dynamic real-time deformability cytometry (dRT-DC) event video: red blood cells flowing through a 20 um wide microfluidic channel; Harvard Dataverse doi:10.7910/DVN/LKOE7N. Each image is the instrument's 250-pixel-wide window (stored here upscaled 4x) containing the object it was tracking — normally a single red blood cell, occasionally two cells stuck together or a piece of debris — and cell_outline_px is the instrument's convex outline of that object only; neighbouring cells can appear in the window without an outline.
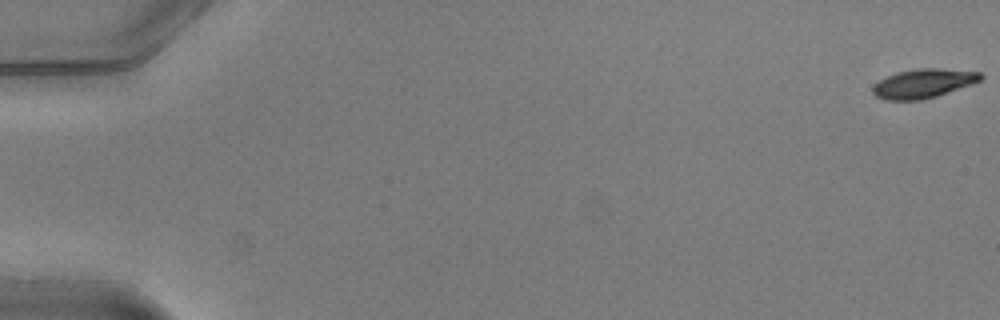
{"species": "common noctule bat (a hibernating species)", "species_latin": "Nyctalus noctula", "temperature_condition": "warm", "stored_images_in_passage": 52, "camera_frame_rate_fps": 3000, "um_per_image_px": 0.085, "animal": {"sex": "male", "body_mass_g": 20.5, "forearm_length_mm": 52.5}, "frame": {"image": 1, "passage_image": 1, "time_ms": 0.0, "image_size_px": [1000, 320], "cell_outline_px": [[984, 76], [980, 80], [972, 84], [936, 96], [920, 100], [884, 100], [876, 96], [872, 92], [872, 88], [880, 80], [896, 72], [916, 68], [940, 68], [980, 72]], "centroid_in_image_um": [78.48, 7.08], "position_along_channel_um": 6.5, "area_um2": 18.21}}
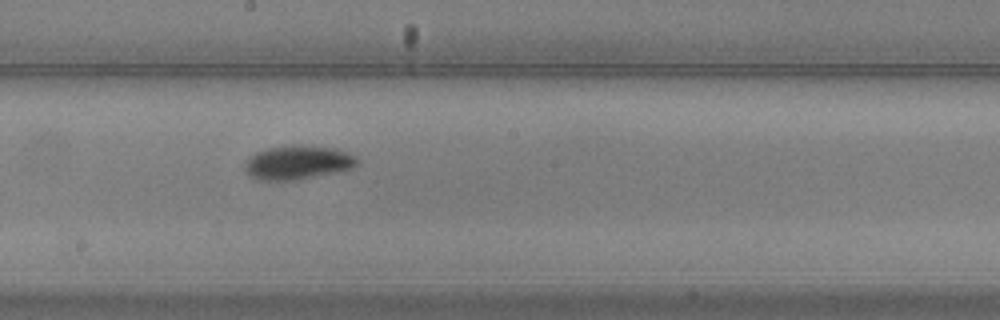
{"frame": {"image": 2, "passage_image": 30, "time_ms": 9.667, "image_size_px": [1000, 320], "cell_outline_px": [[360, 164], [352, 168], [336, 172], [296, 180], [256, 180], [244, 168], [244, 164], [248, 156], [256, 152], [268, 148], [292, 144], [300, 144], [336, 148], [348, 152], [356, 156], [360, 160]], "centroid_in_image_um": [25.34, 13.79], "position_along_channel_um": 222.9, "area_um2": 22.6}}
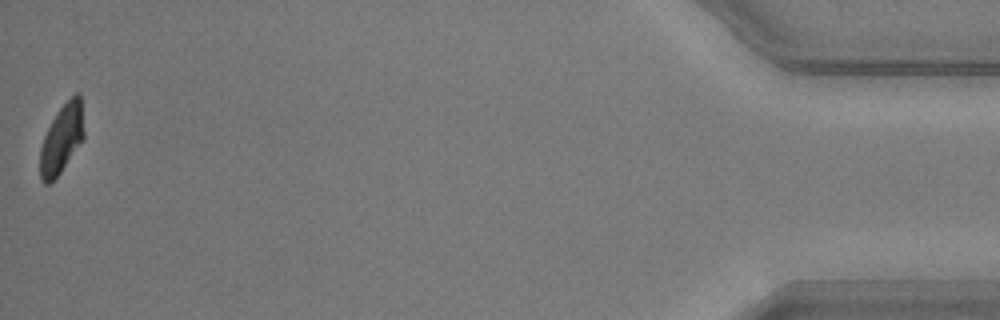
{"frame": {"image": 3, "passage_image": 52, "time_ms": 17.0, "image_size_px": [1000, 320], "cell_outline_px": [[84, 140], [60, 172], [48, 184], [44, 184], [40, 176], [40, 148], [44, 136], [52, 120], [60, 108], [76, 92], [80, 92], [84, 132]], "centroid_in_image_um": [5.26, 11.8], "position_along_channel_um": 429.9, "area_um2": 17.46}, "authors_computed_cell_mechanics": {"area_um2": 19.6231, "velocity_mm_per_s": 4.031, "shape_relaxation_time_tau1_ms": 1.526, "shape_relaxation_time_tau2_ms": 3.1539, "deformation_change_tau1": 0.123, "deformation_change_tau2": 0.0473}}